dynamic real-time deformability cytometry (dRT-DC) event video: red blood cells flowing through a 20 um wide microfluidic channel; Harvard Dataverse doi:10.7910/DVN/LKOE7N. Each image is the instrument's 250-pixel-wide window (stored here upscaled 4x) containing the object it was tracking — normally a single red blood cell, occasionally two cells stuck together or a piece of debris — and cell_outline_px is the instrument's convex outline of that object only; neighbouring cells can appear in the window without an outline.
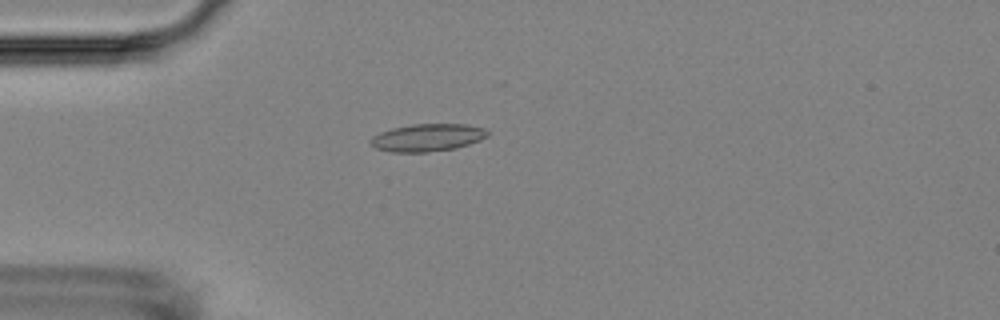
{"species": "Egyptian fruit bat (a non-hibernating species)", "species_latin": "Rousettus aegyptiacus", "temperature_condition": "room temperature", "stored_images_in_passage": 4, "camera_frame_rate_fps": 3000, "um_per_image_px": 0.085, "animal": {"sex": "female"}, "frame": {"image": 1, "passage_image": 4, "time_ms": 3.667, "image_size_px": [1000, 320], "cell_outline_px": [[488, 136], [480, 140], [456, 148], [428, 152], [392, 152], [376, 148], [368, 144], [368, 140], [372, 136], [380, 132], [392, 128], [412, 124], [468, 124], [484, 128], [488, 132]], "centroid_in_image_um": [36.3, 11.69], "position_along_channel_um": 48.7, "area_um2": 18.9}}